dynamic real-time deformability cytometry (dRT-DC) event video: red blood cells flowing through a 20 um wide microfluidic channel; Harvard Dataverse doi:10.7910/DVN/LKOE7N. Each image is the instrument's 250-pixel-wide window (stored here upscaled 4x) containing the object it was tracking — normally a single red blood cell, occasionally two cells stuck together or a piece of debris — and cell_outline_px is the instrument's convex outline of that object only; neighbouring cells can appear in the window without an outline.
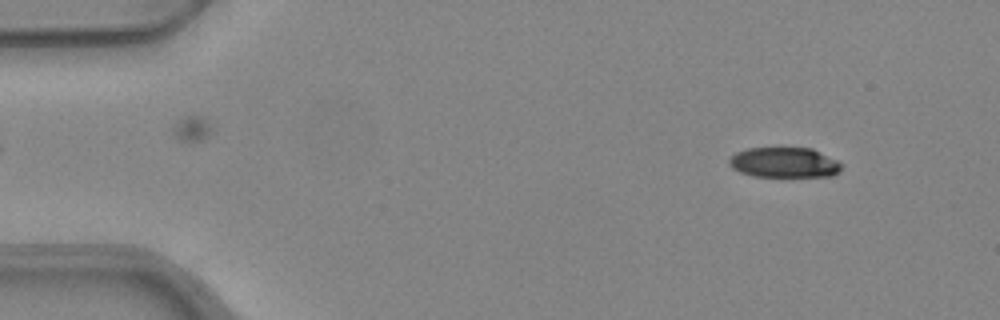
{"species": "common noctule bat (a hibernating species)", "species_latin": "Nyctalus noctula", "temperature_condition": "warm", "stored_images_in_passage": 51, "camera_frame_rate_fps": 3000, "um_per_image_px": 0.085, "animal": {"sex": "female", "body_mass_g": 24.6, "forearm_length_mm": 56.2}, "frame": {"image": 1, "passage_image": 5, "time_ms": 1.333, "image_size_px": [1000, 320], "cell_outline_px": [[840, 172], [832, 176], [752, 176], [740, 172], [732, 168], [728, 164], [728, 160], [736, 152], [748, 148], [812, 148], [836, 160], [840, 164]], "centroid_in_image_um": [66.63, 13.81], "position_along_channel_um": 18.4, "area_um2": 19.65}}
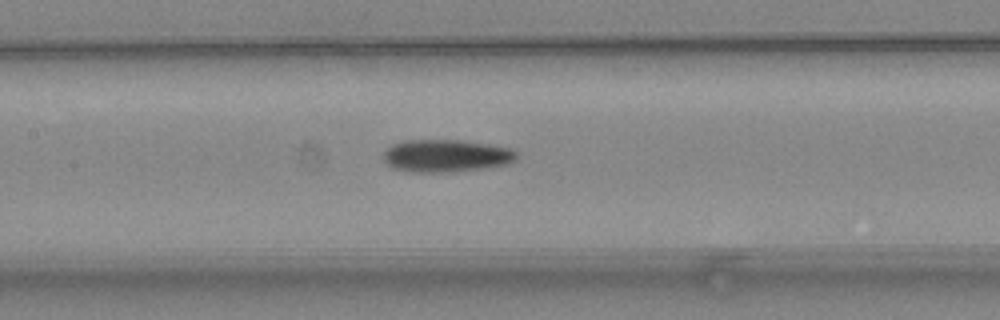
{"frame": {"image": 2, "passage_image": 24, "time_ms": 7.667, "image_size_px": [1000, 320], "cell_outline_px": [[516, 160], [508, 164], [484, 168], [452, 172], [408, 172], [392, 168], [384, 160], [384, 152], [392, 144], [404, 140], [460, 140], [488, 144], [512, 148], [516, 152]], "centroid_in_image_um": [37.91, 13.24], "position_along_channel_um": 169.5, "area_um2": 25.37}}
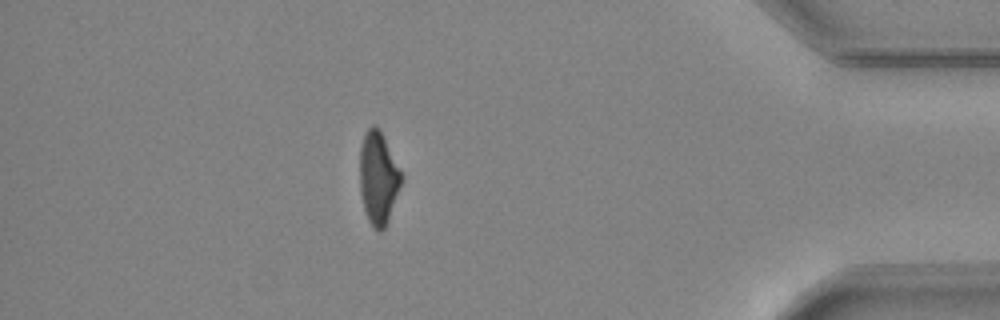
{"frame": {"image": 3, "passage_image": 45, "time_ms": 14.667, "image_size_px": [1000, 320], "cell_outline_px": [[404, 180], [388, 220], [384, 228], [380, 232], [372, 228], [368, 220], [364, 208], [360, 192], [360, 148], [364, 136], [368, 128], [372, 124], [376, 124], [380, 128], [384, 136]], "centroid_in_image_um": [32.16, 15.13], "position_along_channel_um": 403.0, "area_um2": 22.54}, "authors_computed_cell_mechanics": {"area_um2": 23.5824, "velocity_mm_per_s": 3.9852, "shape_relaxation_time_tau1_ms": 8.2888, "shape_relaxation_time_tau2_ms": null, "deformation_change_tau1": 0.2359, "deformation_change_tau2": null}}